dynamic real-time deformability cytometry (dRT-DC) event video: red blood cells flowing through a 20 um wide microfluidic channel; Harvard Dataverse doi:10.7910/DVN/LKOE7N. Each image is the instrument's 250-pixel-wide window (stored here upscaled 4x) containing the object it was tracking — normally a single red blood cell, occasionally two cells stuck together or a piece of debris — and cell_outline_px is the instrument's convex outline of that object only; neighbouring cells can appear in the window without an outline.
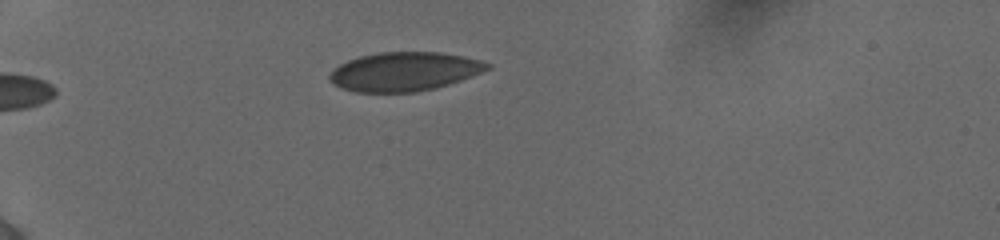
{"species": "human", "species_latin": "Homo sapiens", "temperature_condition": "cold", "stored_images_in_passage": 35, "camera_frame_rate_fps": 3000, "um_per_image_px": 0.085, "donor": {"sex": "female"}, "frame": {"image": 1, "passage_image": 1, "time_ms": 0.0, "image_size_px": [1000, 240], "cell_outline_px": [[492, 68], [472, 76], [436, 88], [416, 92], [356, 92], [332, 84], [328, 80], [328, 76], [340, 64], [348, 60], [360, 56], [380, 52], [440, 52], [464, 56], [484, 60], [492, 64]], "centroid_in_image_um": [34.41, 6.08], "position_along_channel_um": 50.6, "area_um2": 35.89}}
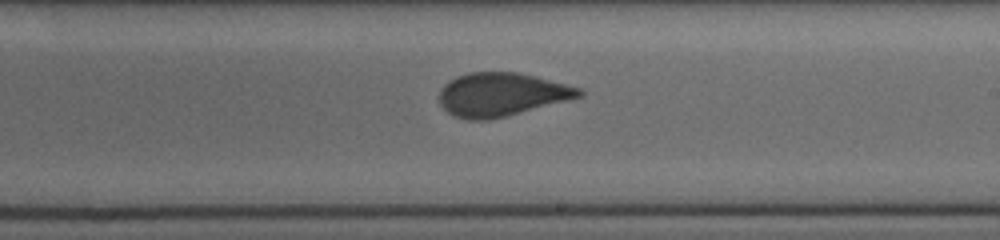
{"frame": {"image": 2, "passage_image": 19, "time_ms": 6.0, "image_size_px": [1000, 240], "cell_outline_px": [[584, 96], [488, 120], [468, 120], [456, 116], [448, 112], [440, 104], [440, 88], [448, 80], [456, 76], [468, 72], [516, 72], [584, 88]], "centroid_in_image_um": [42.62, 8.02], "position_along_channel_um": 246.4, "area_um2": 35.26}}
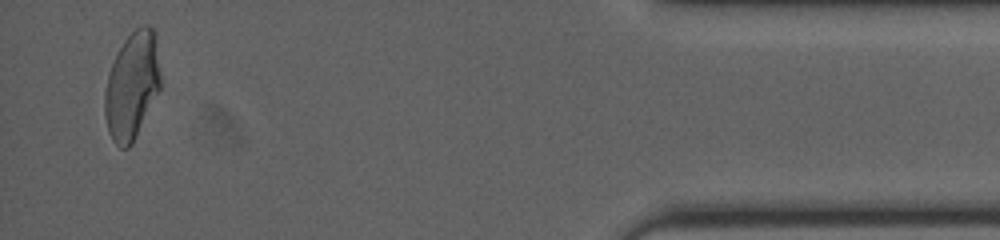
{"frame": {"image": 3, "passage_image": 35, "time_ms": 12.0, "image_size_px": [1000, 240], "cell_outline_px": [[160, 88], [132, 144], [128, 148], [120, 148], [112, 140], [108, 132], [104, 116], [104, 92], [108, 76], [112, 64], [124, 40], [140, 24], [148, 24], [156, 32], [160, 72]], "centroid_in_image_um": [11.22, 7.27], "position_along_channel_um": 424.0, "area_um2": 34.91}}